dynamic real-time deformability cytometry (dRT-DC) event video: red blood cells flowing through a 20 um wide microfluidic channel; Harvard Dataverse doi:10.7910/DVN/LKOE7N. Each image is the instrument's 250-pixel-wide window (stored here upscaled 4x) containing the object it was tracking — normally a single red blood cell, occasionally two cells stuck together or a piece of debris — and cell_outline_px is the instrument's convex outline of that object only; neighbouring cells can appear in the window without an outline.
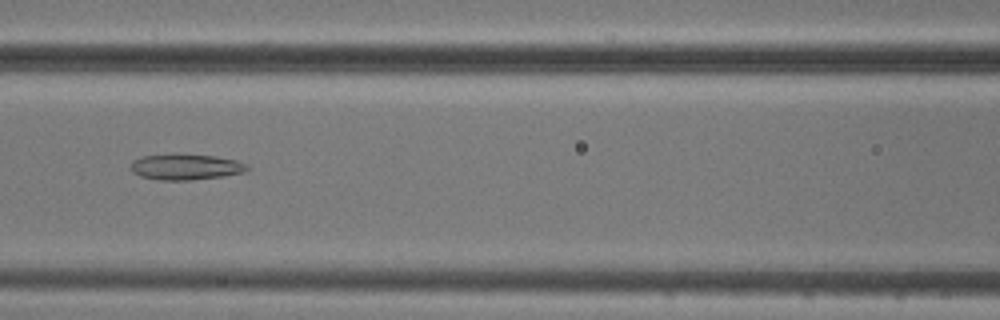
{"species": "common noctule bat (a hibernating species)", "species_latin": "Nyctalus noctula", "temperature_condition": "cold", "stored_images_in_passage": 11, "camera_frame_rate_fps": 3000, "um_per_image_px": 0.085, "animal": {"sex": "male", "body_mass_g": 20.5, "forearm_length_mm": 52.5}, "frame": {"image": 1, "passage_image": 10, "time_ms": 12.0, "image_size_px": [1000, 320], "cell_outline_px": [[248, 168], [244, 172], [224, 176], [192, 180], [160, 180], [140, 176], [132, 172], [132, 160], [140, 156], [176, 152], [216, 156], [236, 160], [248, 164]], "centroid_in_image_um": [15.77, 14.16], "position_along_channel_um": 150.8, "area_um2": 18.03}}
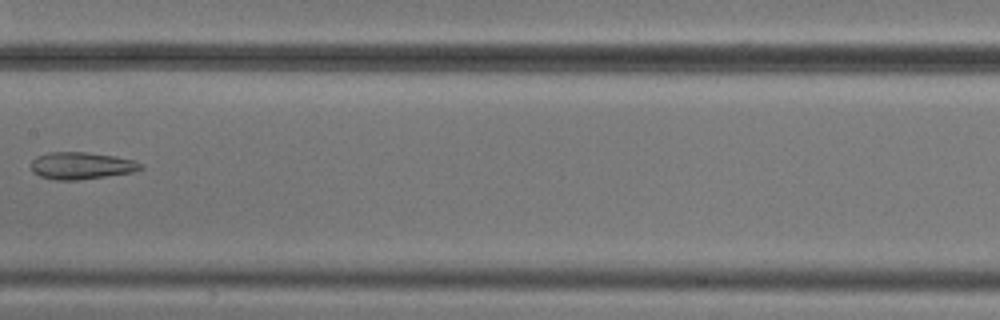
{"frame": {"image": 2, "passage_image": 11, "time_ms": 13.333, "image_size_px": [1000, 320], "cell_outline_px": [[144, 168], [132, 172], [76, 180], [56, 180], [40, 176], [32, 172], [32, 160], [36, 156], [48, 152], [88, 152], [116, 156], [132, 160], [144, 164]], "centroid_in_image_um": [6.91, 14.07], "position_along_channel_um": 200.5, "area_um2": 17.28}}